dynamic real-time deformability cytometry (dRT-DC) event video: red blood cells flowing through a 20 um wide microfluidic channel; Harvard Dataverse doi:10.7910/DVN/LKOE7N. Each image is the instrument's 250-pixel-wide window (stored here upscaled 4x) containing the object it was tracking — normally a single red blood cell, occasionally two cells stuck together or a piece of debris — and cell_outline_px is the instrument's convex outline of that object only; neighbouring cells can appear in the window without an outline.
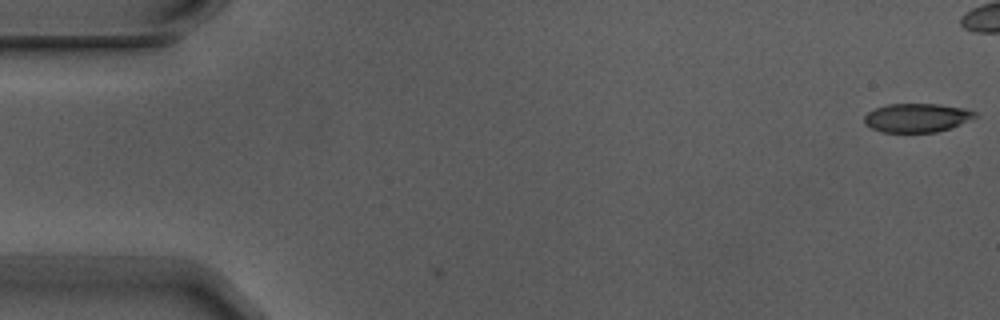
{"species": "Egyptian fruit bat (a non-hibernating species)", "species_latin": "Rousettus aegyptiacus", "temperature_condition": "warm", "stored_images_in_passage": 9, "camera_frame_rate_fps": 3000, "um_per_image_px": 0.085, "animal": {"sex": "male"}, "frame": {"image": 1, "passage_image": 1, "time_ms": 0.0, "image_size_px": [1000, 320], "cell_outline_px": [[980, 116], [960, 124], [936, 132], [880, 132], [864, 124], [864, 116], [868, 112], [876, 108], [888, 104], [940, 104], [964, 108], [976, 112]], "centroid_in_image_um": [77.94, 10.01], "position_along_channel_um": 7.1, "area_um2": 18.61}}